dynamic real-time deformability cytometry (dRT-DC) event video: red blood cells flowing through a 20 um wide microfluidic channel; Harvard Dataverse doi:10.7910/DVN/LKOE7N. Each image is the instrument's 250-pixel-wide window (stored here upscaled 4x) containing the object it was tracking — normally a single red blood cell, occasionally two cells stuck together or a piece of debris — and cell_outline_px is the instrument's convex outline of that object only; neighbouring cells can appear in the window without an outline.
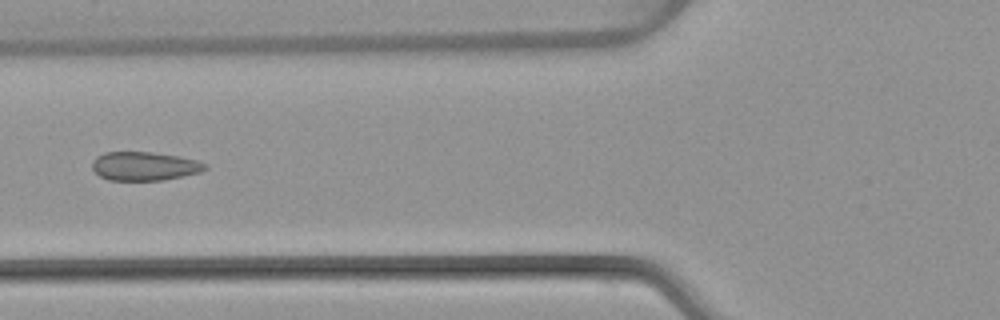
{"species": "common noctule bat (a hibernating species)", "species_latin": "Nyctalus noctula", "temperature_condition": "warm", "stored_images_in_passage": 7, "camera_frame_rate_fps": 3000, "um_per_image_px": 0.085, "animal": {"sex": "female", "body_mass_g": 22.7, "forearm_length_mm": 54.2}, "frame": {"image": 1, "passage_image": 6, "time_ms": 6.0, "image_size_px": [1000, 320], "cell_outline_px": [[208, 168], [200, 172], [160, 180], [108, 180], [100, 176], [92, 168], [92, 160], [96, 156], [104, 152], [152, 152], [180, 156], [196, 160], [208, 164]], "centroid_in_image_um": [12.26, 14.11], "position_along_channel_um": 113.5, "area_um2": 18.9}}
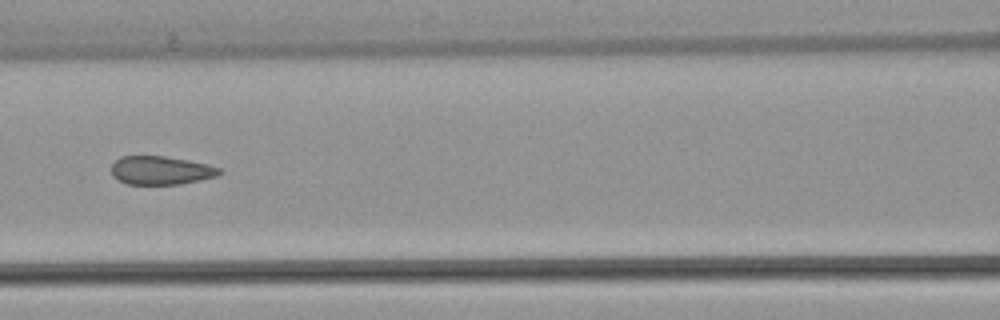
{"frame": {"image": 2, "passage_image": 7, "time_ms": 7.0, "image_size_px": [1000, 320], "cell_outline_px": [[224, 172], [216, 176], [200, 180], [180, 184], [128, 184], [112, 176], [112, 164], [120, 156], [164, 156], [188, 160], [208, 164], [220, 168]], "centroid_in_image_um": [13.69, 14.48], "position_along_channel_um": 152.9, "area_um2": 17.92}}